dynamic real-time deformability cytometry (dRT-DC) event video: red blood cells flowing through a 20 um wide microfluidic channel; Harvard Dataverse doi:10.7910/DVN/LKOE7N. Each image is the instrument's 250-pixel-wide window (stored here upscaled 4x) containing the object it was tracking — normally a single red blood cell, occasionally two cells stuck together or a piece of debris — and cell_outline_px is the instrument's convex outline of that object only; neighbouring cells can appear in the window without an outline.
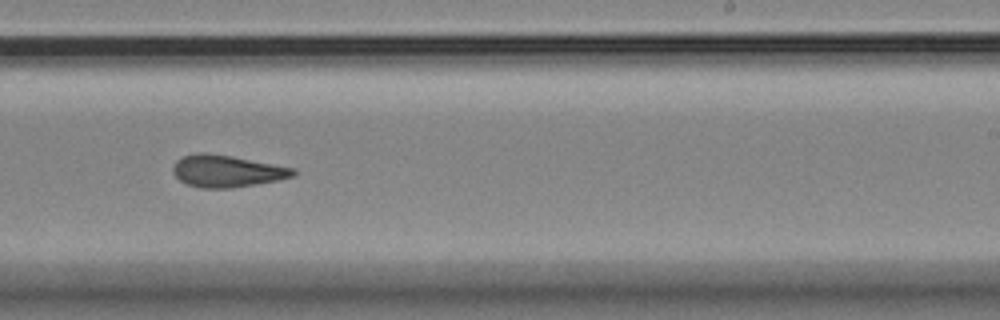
{"species": "Egyptian fruit bat (a non-hibernating species)", "species_latin": "Rousettus aegyptiacus", "temperature_condition": "room temperature", "stored_images_in_passage": 16, "camera_frame_rate_fps": 3000, "um_per_image_px": 0.085, "animal": {"sex": "female"}, "frame": {"image": 1, "passage_image": 10, "time_ms": 10.667, "image_size_px": [1000, 320], "cell_outline_px": [[296, 172], [292, 176], [280, 180], [232, 188], [200, 188], [188, 184], [180, 180], [172, 172], [172, 168], [176, 160], [180, 156], [196, 152], [204, 152], [232, 156], [296, 168]], "centroid_in_image_um": [19.26, 14.53], "position_along_channel_um": 269.7, "area_um2": 22.6}}
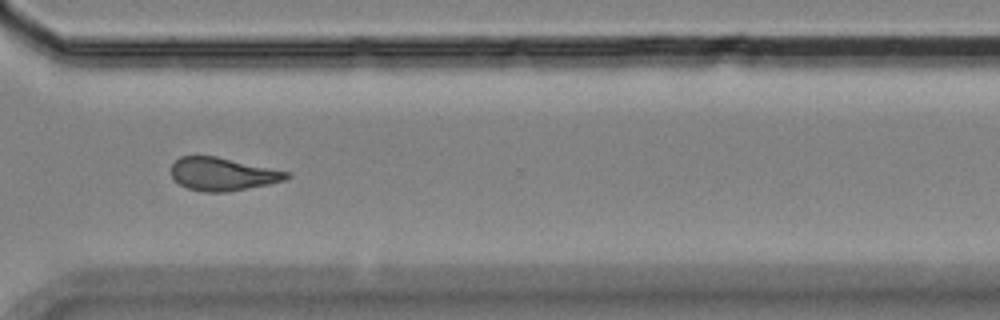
{"frame": {"image": 2, "passage_image": 12, "time_ms": 13.0, "image_size_px": [1000, 320], "cell_outline_px": [[292, 176], [284, 180], [268, 184], [228, 192], [204, 192], [188, 188], [180, 184], [172, 176], [172, 164], [180, 156], [216, 156], [288, 172]], "centroid_in_image_um": [18.91, 14.8], "position_along_channel_um": 351.7, "area_um2": 21.91}, "authors_computed_cell_mechanics": {"area_um2": 22.5131, "velocity_mm_per_s": 3.512, "shape_relaxation_time_tau1_ms": 10.2196, "shape_relaxation_time_tau2_ms": 2.709, "deformation_change_tau1": 0.1712, "deformation_change_tau2": 0.0742}}